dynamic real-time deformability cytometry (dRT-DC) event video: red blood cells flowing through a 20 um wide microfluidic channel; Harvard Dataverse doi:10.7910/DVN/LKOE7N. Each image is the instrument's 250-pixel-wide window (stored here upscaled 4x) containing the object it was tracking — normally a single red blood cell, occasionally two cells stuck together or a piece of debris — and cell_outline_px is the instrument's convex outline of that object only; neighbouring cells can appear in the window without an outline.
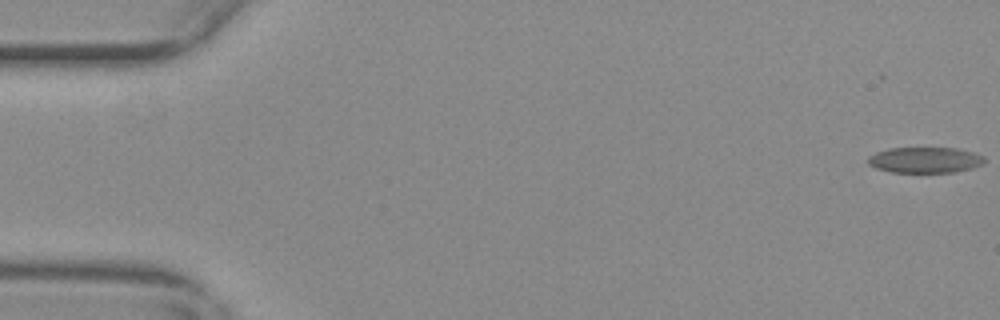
{"species": "common noctule bat (a hibernating species)", "species_latin": "Nyctalus noctula", "temperature_condition": "warm", "stored_images_in_passage": 57, "camera_frame_rate_fps": 3000, "um_per_image_px": 0.085, "animal": {"sex": "female", "body_mass_g": 29.2, "forearm_length_mm": 56.3}, "frame": {"image": 1, "passage_image": 1, "time_ms": 0.0, "image_size_px": [1000, 320], "cell_outline_px": [[984, 164], [972, 168], [952, 172], [892, 172], [876, 168], [868, 164], [868, 156], [876, 152], [888, 148], [956, 148], [972, 152], [984, 156]], "centroid_in_image_um": [78.62, 13.59], "position_along_channel_um": 6.4, "area_um2": 17.46}}
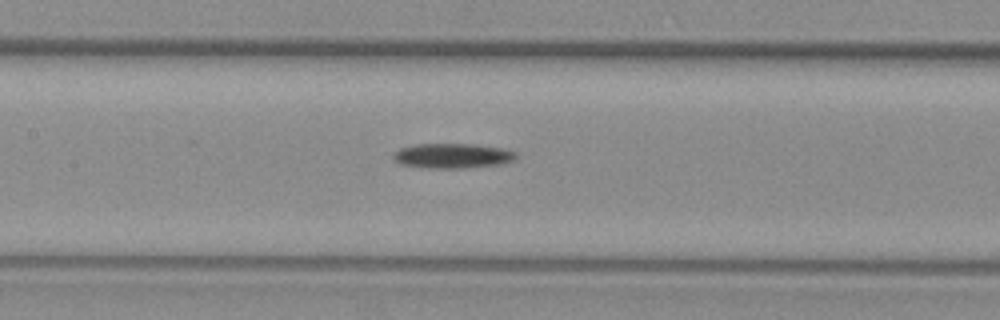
{"frame": {"image": 2, "passage_image": 27, "time_ms": 8.667, "image_size_px": [1000, 320], "cell_outline_px": [[516, 156], [512, 160], [500, 164], [468, 168], [428, 168], [400, 164], [392, 156], [400, 148], [416, 144], [476, 144], [504, 148], [516, 152]], "centroid_in_image_um": [38.48, 13.24], "position_along_channel_um": 168.9, "area_um2": 17.74}}
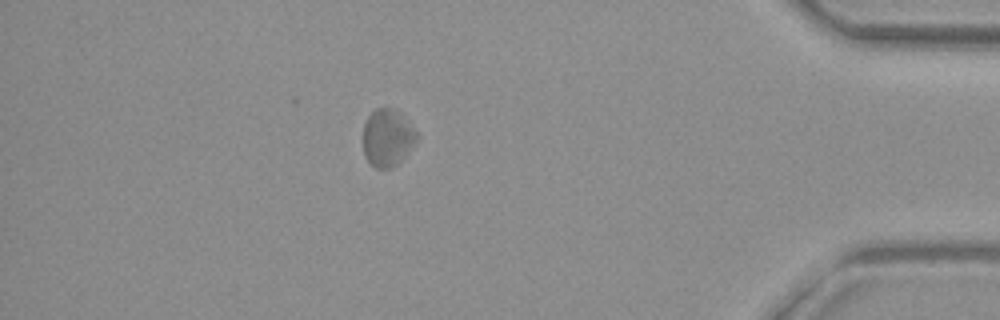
{"frame": {"image": 3, "passage_image": 50, "time_ms": 16.333, "image_size_px": [1000, 320], "cell_outline_px": [[416, 140], [404, 156], [396, 164], [388, 168], [376, 168], [364, 156], [364, 124], [368, 116], [376, 108], [392, 108], [416, 132]], "centroid_in_image_um": [32.88, 11.72], "position_along_channel_um": 402.3, "area_um2": 17.05}}